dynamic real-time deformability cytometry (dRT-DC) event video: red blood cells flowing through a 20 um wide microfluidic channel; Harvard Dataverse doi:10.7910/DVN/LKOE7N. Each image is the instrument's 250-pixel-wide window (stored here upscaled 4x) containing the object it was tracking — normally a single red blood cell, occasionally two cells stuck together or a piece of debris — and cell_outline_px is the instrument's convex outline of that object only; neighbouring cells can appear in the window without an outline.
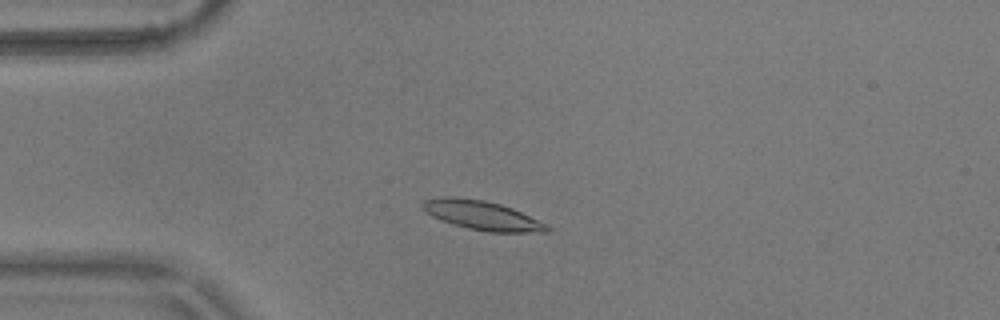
{"species": "common noctule bat (a hibernating species)", "species_latin": "Nyctalus noctula", "temperature_condition": "warm", "stored_images_in_passage": 53, "camera_frame_rate_fps": 3000, "um_per_image_px": 0.085, "animal": {"sex": "male", "body_mass_g": 17.9}, "frame": {"image": 1, "passage_image": 11, "time_ms": 3.333, "image_size_px": [1000, 320], "cell_outline_px": [[552, 228], [548, 232], [488, 232], [468, 228], [452, 224], [432, 216], [424, 212], [420, 208], [420, 204], [424, 200], [444, 196], [448, 196], [484, 200], [500, 204], [512, 208], [548, 224]], "centroid_in_image_um": [40.96, 18.3], "position_along_channel_um": 44.0, "area_um2": 21.27}}
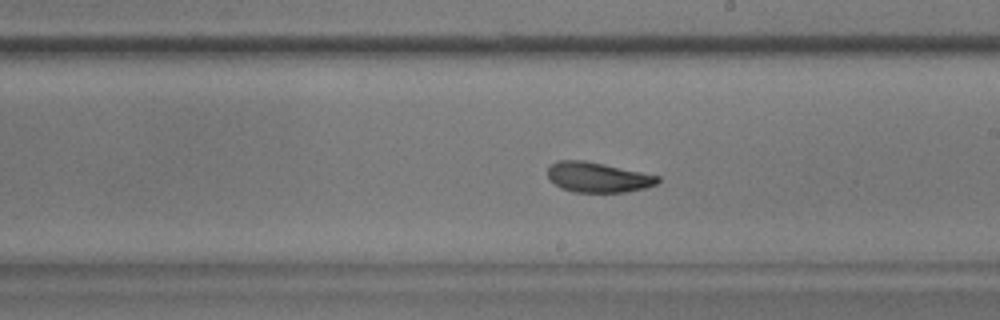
{"frame": {"image": 2, "passage_image": 29, "time_ms": 9.333, "image_size_px": [1000, 320], "cell_outline_px": [[660, 180], [656, 184], [644, 188], [624, 192], [572, 192], [560, 188], [548, 176], [548, 168], [552, 164], [560, 160], [584, 160], [604, 164], [660, 176]], "centroid_in_image_um": [50.82, 15.07], "position_along_channel_um": 238.2, "area_um2": 19.13}}
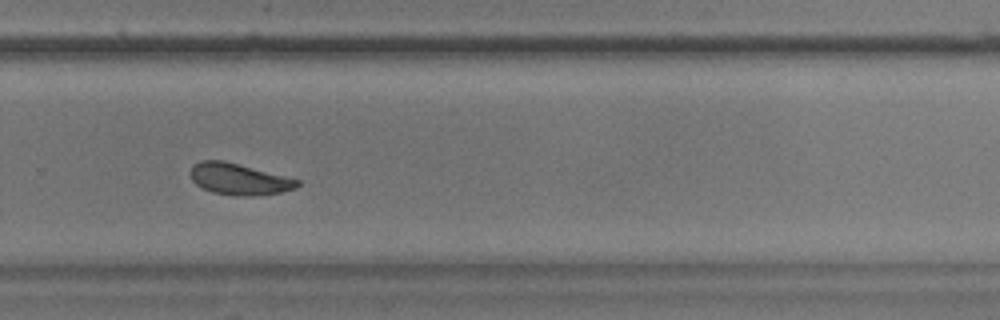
{"frame": {"image": 3, "passage_image": 35, "time_ms": 11.333, "image_size_px": [1000, 320], "cell_outline_px": [[300, 184], [296, 188], [280, 192], [252, 196], [232, 196], [212, 192], [196, 184], [192, 180], [188, 172], [192, 164], [200, 160], [224, 160], [300, 180]], "centroid_in_image_um": [20.26, 15.22], "position_along_channel_um": 309.5, "area_um2": 19.71}, "authors_computed_cell_mechanics": {"area_um2": 20.1144, "velocity_mm_per_s": 3.5748, "shape_relaxation_time_tau1_ms": 2.8713, "shape_relaxation_time_tau2_ms": 1.8195, "deformation_change_tau1": 0.1282, "deformation_change_tau2": 0.0836}}